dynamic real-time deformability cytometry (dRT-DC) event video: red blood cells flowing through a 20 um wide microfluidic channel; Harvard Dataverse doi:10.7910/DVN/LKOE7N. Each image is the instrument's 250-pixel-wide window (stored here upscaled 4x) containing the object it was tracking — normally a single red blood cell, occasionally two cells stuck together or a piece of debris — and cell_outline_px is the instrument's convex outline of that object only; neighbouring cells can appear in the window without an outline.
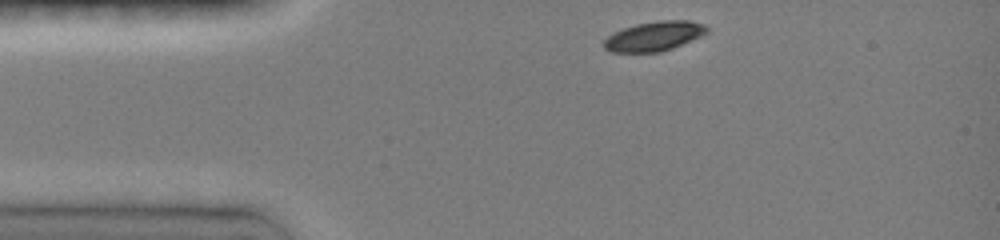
{"species": "common noctule bat (a hibernating species)", "species_latin": "Nyctalus noctula", "temperature_condition": "room temperature", "stored_images_in_passage": 20, "camera_frame_rate_fps": 3000, "um_per_image_px": 0.085, "animal": {"sex": "female", "body_mass_g": 19.0, "forearm_length_mm": 51.5}, "frame": {"image": 1, "passage_image": 1, "time_ms": 0.0, "image_size_px": [1000, 240], "cell_outline_px": [[708, 32], [700, 36], [672, 48], [660, 52], [612, 52], [604, 48], [604, 40], [608, 36], [624, 28], [636, 24], [660, 20], [688, 20], [704, 24], [708, 28]], "centroid_in_image_um": [55.61, 3.07], "position_along_channel_um": 29.4, "area_um2": 17.51}}
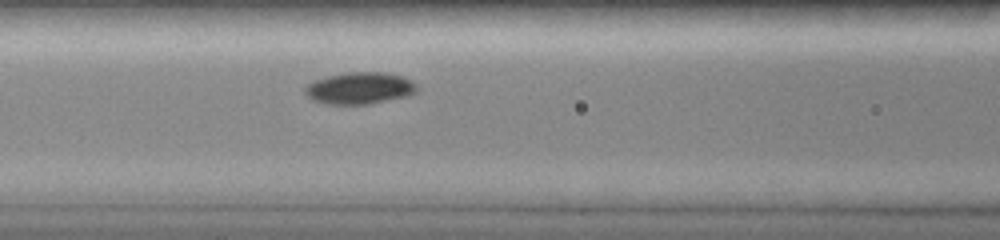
{"frame": {"image": 2, "passage_image": 10, "time_ms": 3.667, "image_size_px": [1000, 240], "cell_outline_px": [[420, 88], [416, 92], [408, 96], [368, 104], [328, 104], [312, 100], [304, 92], [304, 88], [308, 84], [316, 80], [328, 76], [348, 72], [384, 72], [404, 76], [416, 84]], "centroid_in_image_um": [30.61, 7.49], "position_along_channel_um": 136.0, "area_um2": 20.81}}
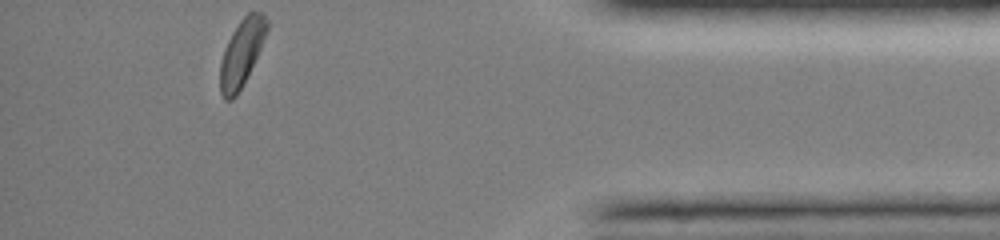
{"frame": {"image": 3, "passage_image": 20, "time_ms": 11.333, "image_size_px": [1000, 240], "cell_outline_px": [[268, 28], [260, 48], [236, 96], [232, 100], [224, 100], [220, 92], [220, 64], [224, 48], [232, 32], [240, 20], [248, 12], [264, 12], [268, 20]], "centroid_in_image_um": [20.52, 4.46], "position_along_channel_um": 414.7, "area_um2": 17.86}, "authors_computed_cell_mechanics": {"area_um2": 20.2011, "velocity_mm_per_s": 4.0221, "shape_relaxation_time_tau1_ms": 1.4564, "shape_relaxation_time_tau2_ms": null, "deformation_change_tau1": 0.0983, "deformation_change_tau2": null}}